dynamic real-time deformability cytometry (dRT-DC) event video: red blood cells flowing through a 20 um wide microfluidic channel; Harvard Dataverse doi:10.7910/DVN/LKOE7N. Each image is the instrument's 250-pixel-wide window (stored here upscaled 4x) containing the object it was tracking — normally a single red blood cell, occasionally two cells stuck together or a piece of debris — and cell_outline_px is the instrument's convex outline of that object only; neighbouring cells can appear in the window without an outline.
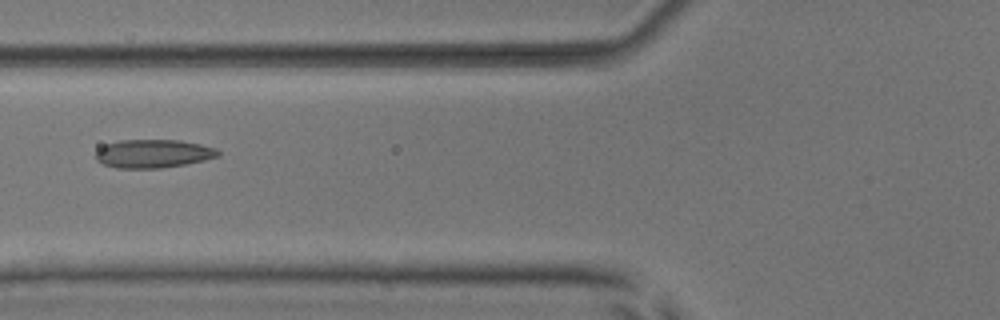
{"species": "common noctule bat (a hibernating species)", "species_latin": "Nyctalus noctula", "temperature_condition": "room temperature", "stored_images_in_passage": 6, "camera_frame_rate_fps": 3000, "um_per_image_px": 0.085, "animal": {"sex": "male", "body_mass_g": 17.9, "forearm_length_mm": 54.2}, "frame": {"image": 1, "passage_image": 6, "time_ms": 6.667, "image_size_px": [1000, 320], "cell_outline_px": [[220, 156], [204, 160], [184, 164], [160, 168], [116, 168], [104, 164], [96, 160], [96, 152], [104, 144], [120, 140], [180, 140], [200, 144], [216, 148], [220, 152]], "centroid_in_image_um": [13.02, 13.05], "position_along_channel_um": 112.8, "area_um2": 20.23}}